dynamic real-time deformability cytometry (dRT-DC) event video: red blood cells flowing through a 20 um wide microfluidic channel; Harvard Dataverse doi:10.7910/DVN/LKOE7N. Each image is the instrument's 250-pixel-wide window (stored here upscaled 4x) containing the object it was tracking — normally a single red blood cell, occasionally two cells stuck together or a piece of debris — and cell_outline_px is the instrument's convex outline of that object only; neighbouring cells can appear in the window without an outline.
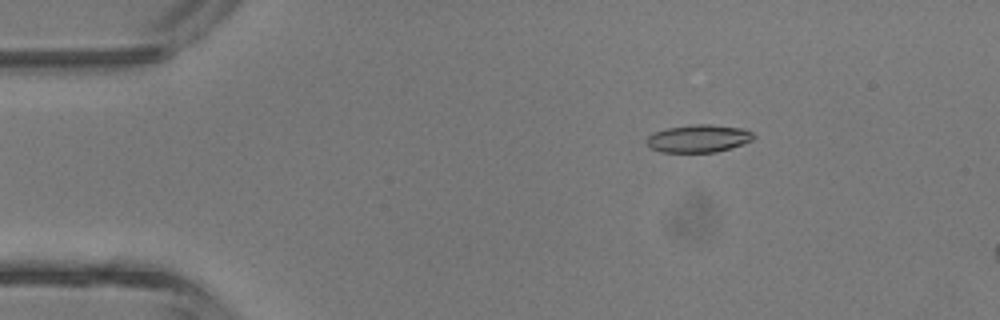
{"species": "common noctule bat (a hibernating species)", "species_latin": "Nyctalus noctula", "temperature_condition": "room temperature", "stored_images_in_passage": 5, "camera_frame_rate_fps": 3000, "um_per_image_px": 0.085, "animal": {"sex": "male", "body_mass_g": 13.3}, "frame": {"image": 1, "passage_image": 3, "time_ms": 2.333, "image_size_px": [1000, 320], "cell_outline_px": [[756, 136], [752, 140], [716, 152], [660, 152], [648, 148], [644, 140], [648, 136], [656, 132], [668, 128], [692, 124], [708, 124], [744, 128], [752, 132]], "centroid_in_image_um": [59.33, 11.77], "position_along_channel_um": 25.7, "area_um2": 17.28}}